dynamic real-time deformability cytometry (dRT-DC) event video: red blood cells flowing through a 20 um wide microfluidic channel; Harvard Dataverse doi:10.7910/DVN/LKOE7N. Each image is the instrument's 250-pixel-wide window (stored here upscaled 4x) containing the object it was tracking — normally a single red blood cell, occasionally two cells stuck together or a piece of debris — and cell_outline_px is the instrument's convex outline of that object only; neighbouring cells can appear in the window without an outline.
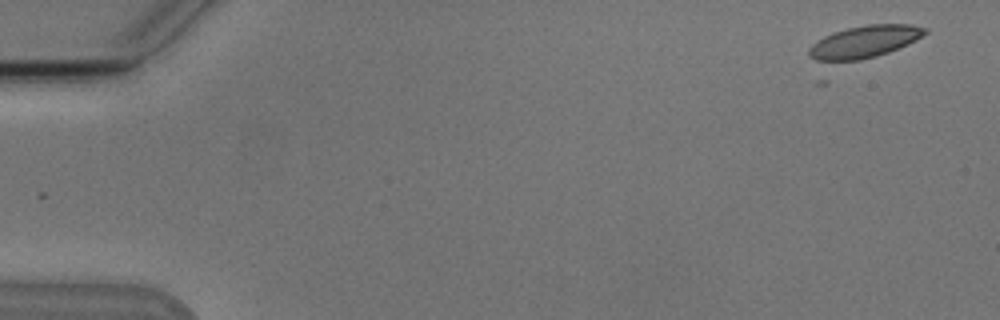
{"species": "Egyptian fruit bat (a non-hibernating species)", "species_latin": "Rousettus aegyptiacus", "temperature_condition": "cold", "stored_images_in_passage": 2, "camera_frame_rate_fps": 3000, "um_per_image_px": 0.085, "animal": {"sex": "male"}, "frame": {"image": 1, "passage_image": 2, "time_ms": 1.0, "image_size_px": [1000, 320], "cell_outline_px": [[928, 32], [916, 40], [908, 44], [888, 52], [876, 56], [860, 60], [828, 64], [824, 64], [808, 56], [808, 48], [812, 44], [824, 36], [832, 32], [848, 28], [868, 24], [912, 24], [928, 28]], "centroid_in_image_um": [73.41, 3.58], "position_along_channel_um": 11.6, "area_um2": 22.37}}